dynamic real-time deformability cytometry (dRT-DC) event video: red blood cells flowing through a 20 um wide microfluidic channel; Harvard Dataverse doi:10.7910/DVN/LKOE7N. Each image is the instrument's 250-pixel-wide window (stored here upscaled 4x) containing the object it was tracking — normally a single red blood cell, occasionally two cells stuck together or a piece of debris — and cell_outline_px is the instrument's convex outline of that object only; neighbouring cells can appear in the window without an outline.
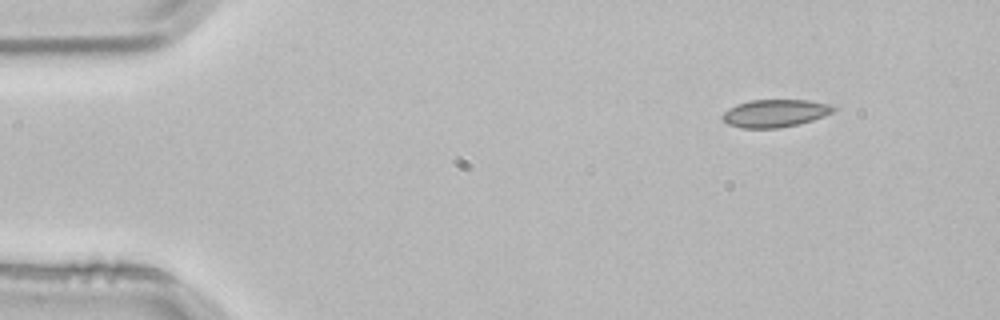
{"species": "common noctule bat (a hibernating species)", "species_latin": "Nyctalus noctula", "temperature_condition": "room temperature", "stored_images_in_passage": 3, "camera_frame_rate_fps": 3000, "um_per_image_px": 0.085, "animal": {"sex": "male", "body_mass_g": 21.5, "forearm_length_mm": 52.0}, "frame": {"image": 1, "passage_image": 1, "time_ms": 0.0, "image_size_px": [1000, 320], "cell_outline_px": [[836, 108], [832, 112], [824, 116], [800, 124], [776, 128], [740, 128], [728, 124], [720, 116], [728, 108], [736, 104], [752, 100], [808, 100], [828, 104]], "centroid_in_image_um": [65.84, 9.63], "position_along_channel_um": 19.2, "area_um2": 17.86}}
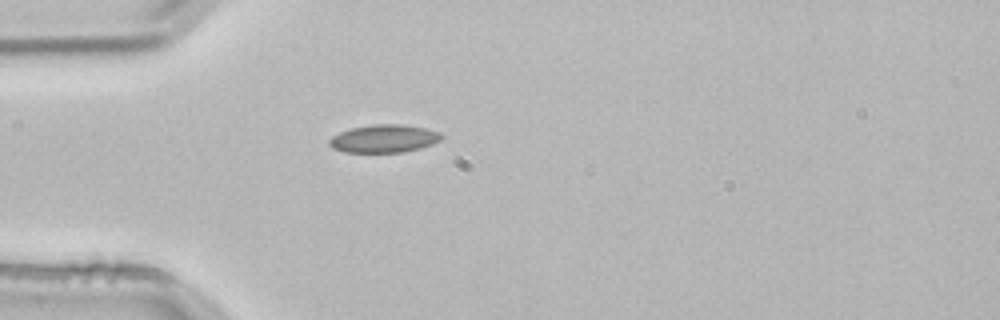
{"frame": {"image": 2, "passage_image": 3, "time_ms": 0.667, "image_size_px": [1000, 320], "cell_outline_px": [[444, 136], [440, 140], [432, 144], [420, 148], [404, 152], [344, 152], [332, 148], [328, 144], [328, 140], [332, 136], [340, 132], [352, 128], [372, 124], [404, 124], [424, 128], [440, 132]], "centroid_in_image_um": [32.63, 11.78], "position_along_channel_um": 52.4, "area_um2": 18.32}}